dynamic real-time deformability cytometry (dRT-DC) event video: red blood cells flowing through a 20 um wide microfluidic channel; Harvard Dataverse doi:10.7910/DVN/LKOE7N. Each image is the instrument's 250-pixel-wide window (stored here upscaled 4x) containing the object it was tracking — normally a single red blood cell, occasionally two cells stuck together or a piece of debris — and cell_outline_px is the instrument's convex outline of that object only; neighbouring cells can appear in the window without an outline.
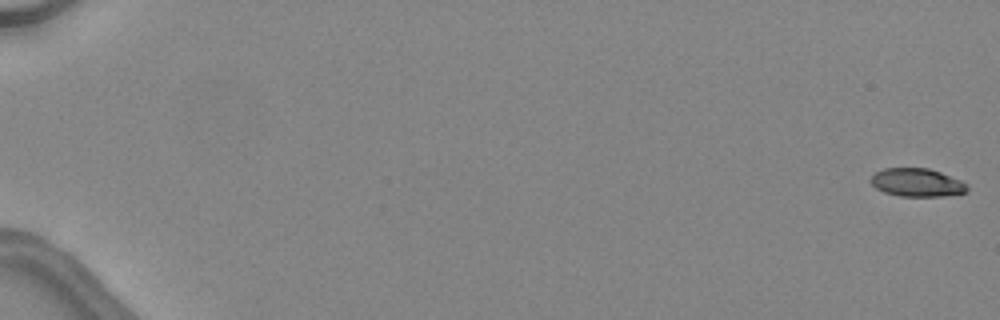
{"species": "common noctule bat (a hibernating species)", "species_latin": "Nyctalus noctula", "temperature_condition": "warm", "stored_images_in_passage": 21, "camera_frame_rate_fps": 3000, "um_per_image_px": 0.085, "animal": {"sex": "female", "body_mass_g": 24.6, "forearm_length_mm": 56.2}, "frame": {"image": 1, "passage_image": 1, "time_ms": 0.0, "image_size_px": [1000, 320], "cell_outline_px": [[968, 192], [944, 196], [900, 196], [884, 192], [876, 188], [868, 180], [872, 172], [884, 168], [928, 168], [940, 172], [960, 180], [968, 184]], "centroid_in_image_um": [77.91, 15.51], "position_along_channel_um": 7.1, "area_um2": 16.07}}
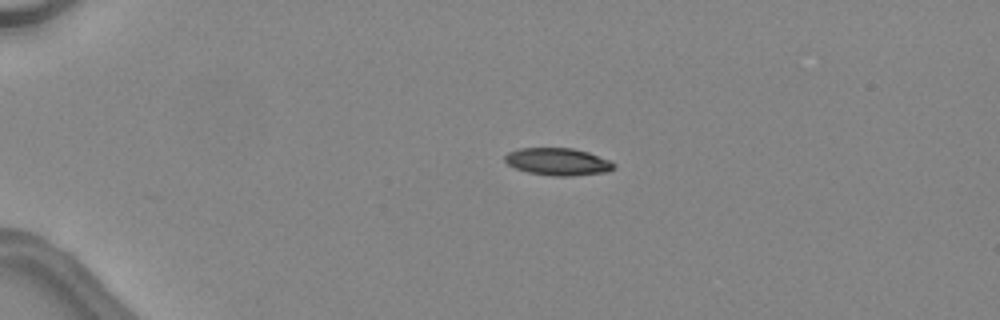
{"frame": {"image": 2, "passage_image": 13, "time_ms": 4.0, "image_size_px": [1000, 320], "cell_outline_px": [[616, 168], [608, 172], [572, 176], [552, 176], [528, 172], [516, 168], [508, 164], [504, 160], [504, 156], [508, 152], [520, 148], [572, 148], [588, 152], [608, 160], [616, 164]], "centroid_in_image_um": [47.43, 13.75], "position_along_channel_um": 37.6, "area_um2": 17.4}}